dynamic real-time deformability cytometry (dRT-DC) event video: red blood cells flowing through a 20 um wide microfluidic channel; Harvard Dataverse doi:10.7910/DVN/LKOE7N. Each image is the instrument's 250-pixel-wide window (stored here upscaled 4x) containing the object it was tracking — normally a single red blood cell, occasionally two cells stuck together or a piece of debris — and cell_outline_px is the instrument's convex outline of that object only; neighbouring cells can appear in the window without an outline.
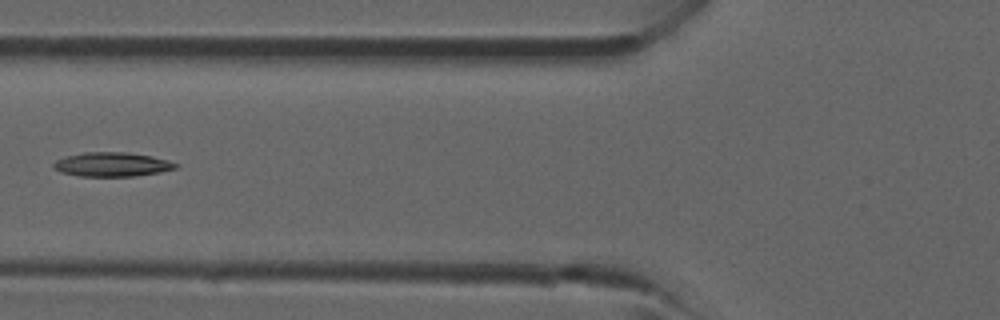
{"species": "common noctule bat (a hibernating species)", "species_latin": "Nyctalus noctula", "temperature_condition": "room temperature", "stored_images_in_passage": 4, "camera_frame_rate_fps": 3000, "um_per_image_px": 0.085, "animal": {"sex": "male", "forearm_length_mm": 52.5}, "frame": {"image": 1, "passage_image": 4, "time_ms": 3.333, "image_size_px": [1000, 320], "cell_outline_px": [[180, 164], [176, 168], [160, 172], [132, 176], [80, 176], [60, 172], [52, 168], [52, 164], [56, 160], [64, 156], [84, 152], [128, 152], [152, 156], [168, 160]], "centroid_in_image_um": [9.5, 13.97], "position_along_channel_um": 116.3, "area_um2": 17.34}}